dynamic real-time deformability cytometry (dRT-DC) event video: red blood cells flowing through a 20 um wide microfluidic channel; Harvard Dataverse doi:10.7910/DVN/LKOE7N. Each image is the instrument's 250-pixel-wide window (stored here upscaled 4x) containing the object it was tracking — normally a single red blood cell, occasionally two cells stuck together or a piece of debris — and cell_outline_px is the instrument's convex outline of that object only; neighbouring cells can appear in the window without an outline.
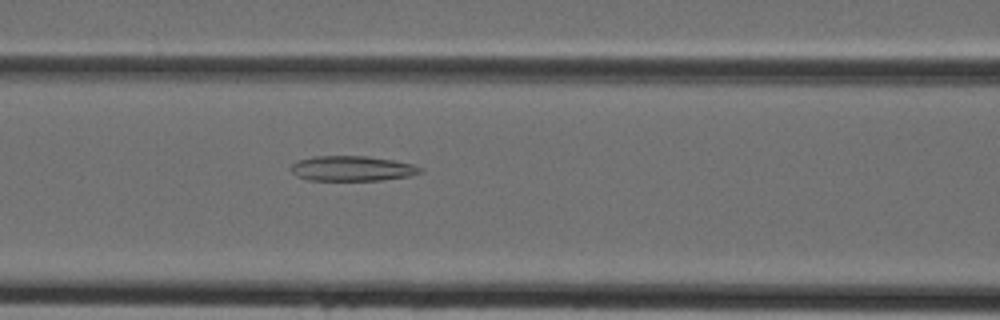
{"species": "Egyptian fruit bat (a non-hibernating species)", "species_latin": "Rousettus aegyptiacus", "temperature_condition": "cold", "stored_images_in_passage": 40, "camera_frame_rate_fps": 3000, "um_per_image_px": 0.085, "animal": {"sex": "female"}, "frame": {"image": 1, "passage_image": 15, "time_ms": 4.667, "image_size_px": [1000, 320], "cell_outline_px": [[424, 172], [412, 176], [380, 180], [308, 180], [296, 176], [292, 172], [292, 164], [300, 160], [316, 156], [364, 156], [392, 160], [412, 164], [424, 168]], "centroid_in_image_um": [29.99, 14.33], "position_along_channel_um": 136.6, "area_um2": 18.84}}
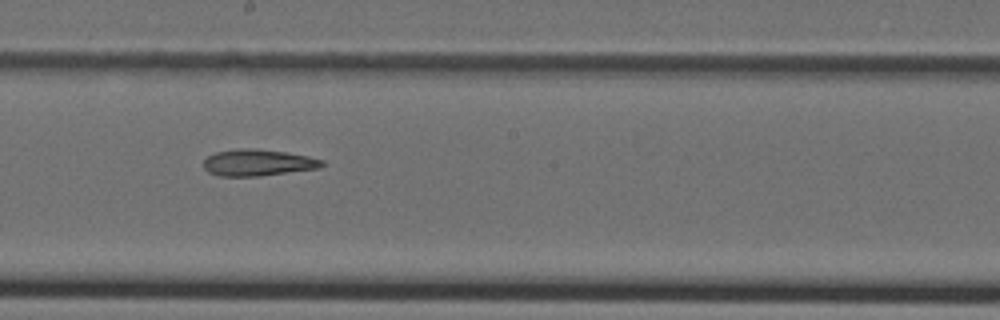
{"frame": {"image": 2, "passage_image": 21, "time_ms": 6.667, "image_size_px": [1000, 320], "cell_outline_px": [[324, 164], [320, 168], [260, 176], [220, 176], [208, 172], [204, 168], [204, 160], [208, 156], [216, 152], [236, 148], [256, 148], [284, 152], [308, 156], [324, 160]], "centroid_in_image_um": [21.92, 13.82], "position_along_channel_um": 226.3, "area_um2": 18.38}}
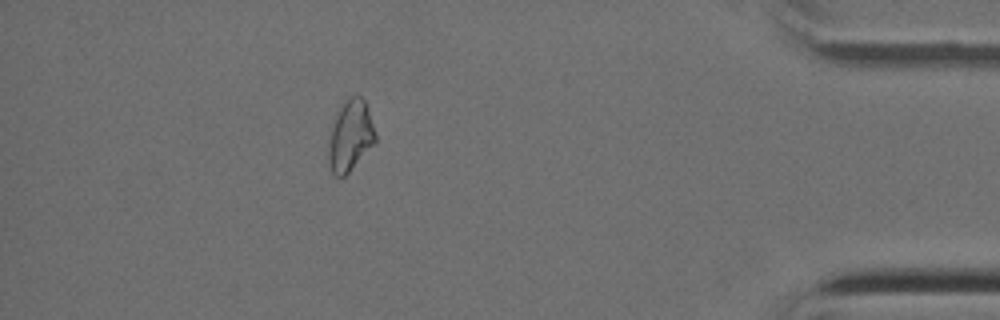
{"frame": {"image": 3, "passage_image": 36, "time_ms": 11.667, "image_size_px": [1000, 320], "cell_outline_px": [[376, 140], [348, 172], [344, 176], [336, 176], [332, 172], [328, 160], [328, 140], [332, 124], [344, 100], [348, 96], [356, 92], [364, 100], [376, 136]], "centroid_in_image_um": [29.74, 11.5], "position_along_channel_um": 405.5, "area_um2": 19.02}}